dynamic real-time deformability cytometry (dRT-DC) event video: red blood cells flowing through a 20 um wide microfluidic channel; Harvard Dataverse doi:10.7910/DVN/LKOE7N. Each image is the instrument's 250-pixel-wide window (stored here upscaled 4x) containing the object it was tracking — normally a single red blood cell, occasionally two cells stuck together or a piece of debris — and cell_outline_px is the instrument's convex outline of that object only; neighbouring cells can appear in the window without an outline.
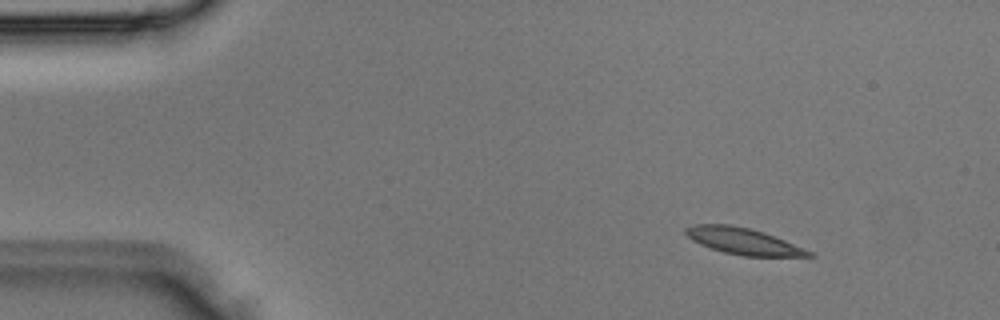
{"species": "Egyptian fruit bat (a non-hibernating species)", "species_latin": "Rousettus aegyptiacus", "temperature_condition": "room temperature", "stored_images_in_passage": 4, "camera_frame_rate_fps": 3000, "um_per_image_px": 0.085, "animal": {"sex": "male"}, "frame": {"image": 1, "passage_image": 2, "time_ms": 0.333, "image_size_px": [1000, 320], "cell_outline_px": [[816, 256], [744, 256], [724, 252], [700, 244], [692, 240], [684, 232], [684, 228], [692, 224], [728, 224], [748, 228], [764, 232], [804, 248], [812, 252]], "centroid_in_image_um": [63.15, 20.49], "position_along_channel_um": 21.9, "area_um2": 18.79}}